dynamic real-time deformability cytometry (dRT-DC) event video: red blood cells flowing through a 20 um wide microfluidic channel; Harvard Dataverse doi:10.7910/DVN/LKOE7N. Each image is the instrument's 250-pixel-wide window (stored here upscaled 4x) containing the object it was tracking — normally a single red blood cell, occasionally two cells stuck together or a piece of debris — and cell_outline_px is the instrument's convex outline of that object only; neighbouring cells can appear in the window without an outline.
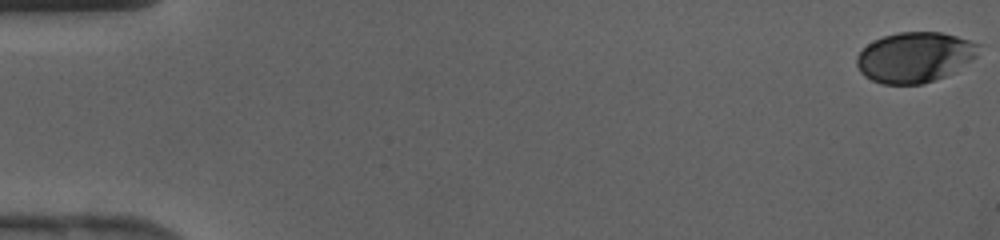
{"species": "human", "species_latin": "Homo sapiens", "temperature_condition": "cold", "stored_images_in_passage": 43, "camera_frame_rate_fps": 3000, "um_per_image_px": 0.085, "donor": {"sex": "female"}, "frame": {"image": 1, "passage_image": 1, "time_ms": 0.0, "image_size_px": [1000, 240], "cell_outline_px": [[984, 44], [976, 56], [952, 72], [944, 76], [924, 84], [880, 84], [864, 76], [860, 72], [856, 64], [856, 56], [868, 44], [884, 36], [900, 32], [940, 32], [956, 36]], "centroid_in_image_um": [77.76, 4.86], "position_along_channel_um": 7.2, "area_um2": 35.72}}
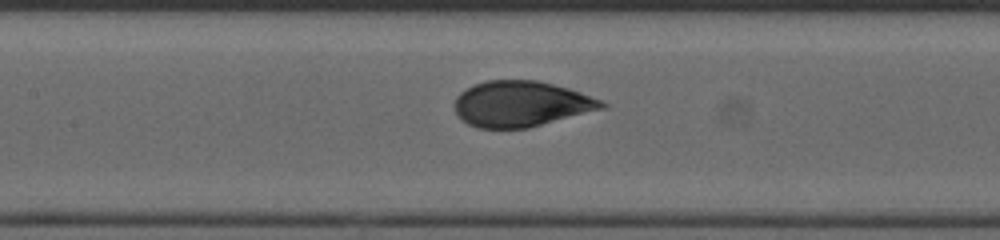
{"frame": {"image": 2, "passage_image": 21, "time_ms": 6.667, "image_size_px": [1000, 240], "cell_outline_px": [[608, 108], [528, 128], [480, 128], [468, 124], [460, 120], [456, 112], [456, 96], [464, 88], [472, 84], [488, 80], [536, 80], [568, 88], [580, 92], [600, 100], [608, 104]], "centroid_in_image_um": [44.3, 8.83], "position_along_channel_um": 163.1, "area_um2": 39.42}}
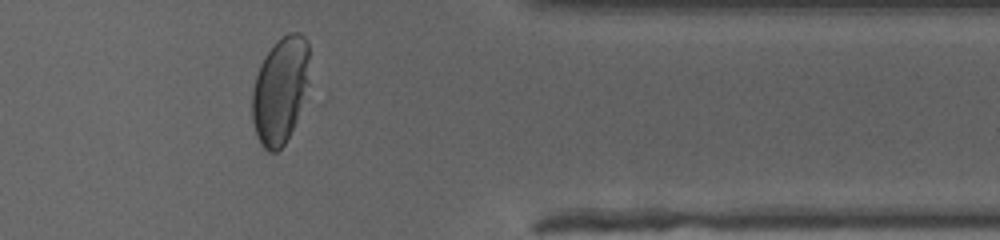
{"frame": {"image": 3, "passage_image": 36, "time_ms": 11.667, "image_size_px": [1000, 240], "cell_outline_px": [[308, 84], [296, 120], [284, 144], [276, 152], [268, 152], [260, 144], [256, 136], [252, 120], [252, 88], [260, 64], [264, 56], [272, 44], [276, 40], [292, 32], [300, 32], [308, 40]], "centroid_in_image_um": [23.79, 7.66], "position_along_channel_um": 387.6, "area_um2": 35.6}}